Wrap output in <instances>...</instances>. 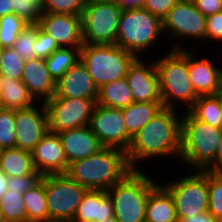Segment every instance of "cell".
Returning a JSON list of instances; mask_svg holds the SVG:
<instances>
[{
    "mask_svg": "<svg viewBox=\"0 0 222 222\" xmlns=\"http://www.w3.org/2000/svg\"><path fill=\"white\" fill-rule=\"evenodd\" d=\"M196 8L205 16L222 11V0H192Z\"/></svg>",
    "mask_w": 222,
    "mask_h": 222,
    "instance_id": "7bdbcfd3",
    "label": "cell"
},
{
    "mask_svg": "<svg viewBox=\"0 0 222 222\" xmlns=\"http://www.w3.org/2000/svg\"><path fill=\"white\" fill-rule=\"evenodd\" d=\"M188 111L196 119L210 126L220 128L221 94L199 96Z\"/></svg>",
    "mask_w": 222,
    "mask_h": 222,
    "instance_id": "f1b7e54d",
    "label": "cell"
},
{
    "mask_svg": "<svg viewBox=\"0 0 222 222\" xmlns=\"http://www.w3.org/2000/svg\"><path fill=\"white\" fill-rule=\"evenodd\" d=\"M100 222H119L115 216L111 217V218H107V219H104L103 221H100Z\"/></svg>",
    "mask_w": 222,
    "mask_h": 222,
    "instance_id": "f907efd6",
    "label": "cell"
},
{
    "mask_svg": "<svg viewBox=\"0 0 222 222\" xmlns=\"http://www.w3.org/2000/svg\"><path fill=\"white\" fill-rule=\"evenodd\" d=\"M181 136L182 111L164 107L157 116L133 136L126 152L130 166L133 169L141 170L143 166L150 167V163L153 166L159 160L160 166L163 167L164 162L162 161L170 157L166 162L168 165L165 167L168 169L169 160L177 159L179 162ZM142 163L143 165H141Z\"/></svg>",
    "mask_w": 222,
    "mask_h": 222,
    "instance_id": "6da1fadb",
    "label": "cell"
},
{
    "mask_svg": "<svg viewBox=\"0 0 222 222\" xmlns=\"http://www.w3.org/2000/svg\"><path fill=\"white\" fill-rule=\"evenodd\" d=\"M27 25L28 23L13 13L0 17V46L13 47L18 35Z\"/></svg>",
    "mask_w": 222,
    "mask_h": 222,
    "instance_id": "1f68e13d",
    "label": "cell"
},
{
    "mask_svg": "<svg viewBox=\"0 0 222 222\" xmlns=\"http://www.w3.org/2000/svg\"><path fill=\"white\" fill-rule=\"evenodd\" d=\"M221 137L222 130L220 128L196 119L189 111H183L179 158L180 166H185L183 171L207 170L215 172L216 152Z\"/></svg>",
    "mask_w": 222,
    "mask_h": 222,
    "instance_id": "5b68a950",
    "label": "cell"
},
{
    "mask_svg": "<svg viewBox=\"0 0 222 222\" xmlns=\"http://www.w3.org/2000/svg\"><path fill=\"white\" fill-rule=\"evenodd\" d=\"M28 222H49L44 176L23 194Z\"/></svg>",
    "mask_w": 222,
    "mask_h": 222,
    "instance_id": "83f0119b",
    "label": "cell"
},
{
    "mask_svg": "<svg viewBox=\"0 0 222 222\" xmlns=\"http://www.w3.org/2000/svg\"><path fill=\"white\" fill-rule=\"evenodd\" d=\"M126 79L134 102H162L155 60H152L149 55L148 57H137L133 61L129 66Z\"/></svg>",
    "mask_w": 222,
    "mask_h": 222,
    "instance_id": "2e32d148",
    "label": "cell"
},
{
    "mask_svg": "<svg viewBox=\"0 0 222 222\" xmlns=\"http://www.w3.org/2000/svg\"><path fill=\"white\" fill-rule=\"evenodd\" d=\"M41 178V175L7 177V189L20 191V193L24 194L26 191L36 185L41 180Z\"/></svg>",
    "mask_w": 222,
    "mask_h": 222,
    "instance_id": "60d3db41",
    "label": "cell"
},
{
    "mask_svg": "<svg viewBox=\"0 0 222 222\" xmlns=\"http://www.w3.org/2000/svg\"><path fill=\"white\" fill-rule=\"evenodd\" d=\"M180 222H221L220 220L214 218L208 211L205 213H200L193 215L189 218L183 219Z\"/></svg>",
    "mask_w": 222,
    "mask_h": 222,
    "instance_id": "ee69618b",
    "label": "cell"
},
{
    "mask_svg": "<svg viewBox=\"0 0 222 222\" xmlns=\"http://www.w3.org/2000/svg\"><path fill=\"white\" fill-rule=\"evenodd\" d=\"M15 110L0 108V149L16 147Z\"/></svg>",
    "mask_w": 222,
    "mask_h": 222,
    "instance_id": "e575fe53",
    "label": "cell"
},
{
    "mask_svg": "<svg viewBox=\"0 0 222 222\" xmlns=\"http://www.w3.org/2000/svg\"><path fill=\"white\" fill-rule=\"evenodd\" d=\"M165 38L162 20L159 17L152 15L142 6L123 8L119 18L116 45L137 57H147L148 54L152 57L154 54L156 56V51L153 53L152 50H158L153 47L158 45L162 53L161 50L170 46L164 44ZM161 41L164 47L159 44Z\"/></svg>",
    "mask_w": 222,
    "mask_h": 222,
    "instance_id": "277c9868",
    "label": "cell"
},
{
    "mask_svg": "<svg viewBox=\"0 0 222 222\" xmlns=\"http://www.w3.org/2000/svg\"><path fill=\"white\" fill-rule=\"evenodd\" d=\"M68 164L97 154L105 148L89 126L58 133Z\"/></svg>",
    "mask_w": 222,
    "mask_h": 222,
    "instance_id": "ffe728a7",
    "label": "cell"
},
{
    "mask_svg": "<svg viewBox=\"0 0 222 222\" xmlns=\"http://www.w3.org/2000/svg\"><path fill=\"white\" fill-rule=\"evenodd\" d=\"M3 53H4V48L0 46V67H1Z\"/></svg>",
    "mask_w": 222,
    "mask_h": 222,
    "instance_id": "816d5d0a",
    "label": "cell"
},
{
    "mask_svg": "<svg viewBox=\"0 0 222 222\" xmlns=\"http://www.w3.org/2000/svg\"><path fill=\"white\" fill-rule=\"evenodd\" d=\"M21 81L37 102H45L55 94L56 81L50 75L44 58L25 60Z\"/></svg>",
    "mask_w": 222,
    "mask_h": 222,
    "instance_id": "44dd1931",
    "label": "cell"
},
{
    "mask_svg": "<svg viewBox=\"0 0 222 222\" xmlns=\"http://www.w3.org/2000/svg\"><path fill=\"white\" fill-rule=\"evenodd\" d=\"M187 170L185 176H174L164 181L159 177L160 183L170 192L173 197L177 219H183L208 211V171ZM161 178V179H160ZM174 178V179H172Z\"/></svg>",
    "mask_w": 222,
    "mask_h": 222,
    "instance_id": "9c48e42d",
    "label": "cell"
},
{
    "mask_svg": "<svg viewBox=\"0 0 222 222\" xmlns=\"http://www.w3.org/2000/svg\"><path fill=\"white\" fill-rule=\"evenodd\" d=\"M163 51V56L161 53L159 57H152L155 60L162 103L165 108L188 111L199 97L189 77L188 49L168 48V52L165 49Z\"/></svg>",
    "mask_w": 222,
    "mask_h": 222,
    "instance_id": "3957f363",
    "label": "cell"
},
{
    "mask_svg": "<svg viewBox=\"0 0 222 222\" xmlns=\"http://www.w3.org/2000/svg\"><path fill=\"white\" fill-rule=\"evenodd\" d=\"M44 103L48 115L49 131L60 133L89 126L97 100L52 97Z\"/></svg>",
    "mask_w": 222,
    "mask_h": 222,
    "instance_id": "7c38bea8",
    "label": "cell"
},
{
    "mask_svg": "<svg viewBox=\"0 0 222 222\" xmlns=\"http://www.w3.org/2000/svg\"><path fill=\"white\" fill-rule=\"evenodd\" d=\"M89 127L104 147L127 152L133 137L127 131L121 108L96 105Z\"/></svg>",
    "mask_w": 222,
    "mask_h": 222,
    "instance_id": "5bb4252c",
    "label": "cell"
},
{
    "mask_svg": "<svg viewBox=\"0 0 222 222\" xmlns=\"http://www.w3.org/2000/svg\"><path fill=\"white\" fill-rule=\"evenodd\" d=\"M99 88L79 60L57 82L53 97L97 100Z\"/></svg>",
    "mask_w": 222,
    "mask_h": 222,
    "instance_id": "d6986e66",
    "label": "cell"
},
{
    "mask_svg": "<svg viewBox=\"0 0 222 222\" xmlns=\"http://www.w3.org/2000/svg\"><path fill=\"white\" fill-rule=\"evenodd\" d=\"M215 173L222 178V166Z\"/></svg>",
    "mask_w": 222,
    "mask_h": 222,
    "instance_id": "db71d44e",
    "label": "cell"
},
{
    "mask_svg": "<svg viewBox=\"0 0 222 222\" xmlns=\"http://www.w3.org/2000/svg\"><path fill=\"white\" fill-rule=\"evenodd\" d=\"M134 102L126 78L106 83L99 88L97 105L113 108H125Z\"/></svg>",
    "mask_w": 222,
    "mask_h": 222,
    "instance_id": "4316f807",
    "label": "cell"
},
{
    "mask_svg": "<svg viewBox=\"0 0 222 222\" xmlns=\"http://www.w3.org/2000/svg\"><path fill=\"white\" fill-rule=\"evenodd\" d=\"M222 166V137L217 147L216 158H215V172Z\"/></svg>",
    "mask_w": 222,
    "mask_h": 222,
    "instance_id": "7dc6e473",
    "label": "cell"
},
{
    "mask_svg": "<svg viewBox=\"0 0 222 222\" xmlns=\"http://www.w3.org/2000/svg\"><path fill=\"white\" fill-rule=\"evenodd\" d=\"M220 129L222 130V93H221V119H220Z\"/></svg>",
    "mask_w": 222,
    "mask_h": 222,
    "instance_id": "f5cc1de1",
    "label": "cell"
},
{
    "mask_svg": "<svg viewBox=\"0 0 222 222\" xmlns=\"http://www.w3.org/2000/svg\"><path fill=\"white\" fill-rule=\"evenodd\" d=\"M113 216L114 205L107 191L88 190L72 222H100Z\"/></svg>",
    "mask_w": 222,
    "mask_h": 222,
    "instance_id": "7402d4cb",
    "label": "cell"
},
{
    "mask_svg": "<svg viewBox=\"0 0 222 222\" xmlns=\"http://www.w3.org/2000/svg\"><path fill=\"white\" fill-rule=\"evenodd\" d=\"M80 51L81 47H63L45 59L50 75L56 82L80 60Z\"/></svg>",
    "mask_w": 222,
    "mask_h": 222,
    "instance_id": "f546056e",
    "label": "cell"
},
{
    "mask_svg": "<svg viewBox=\"0 0 222 222\" xmlns=\"http://www.w3.org/2000/svg\"><path fill=\"white\" fill-rule=\"evenodd\" d=\"M49 222L72 221L88 189L66 174L44 176Z\"/></svg>",
    "mask_w": 222,
    "mask_h": 222,
    "instance_id": "30bf717a",
    "label": "cell"
},
{
    "mask_svg": "<svg viewBox=\"0 0 222 222\" xmlns=\"http://www.w3.org/2000/svg\"><path fill=\"white\" fill-rule=\"evenodd\" d=\"M208 49L209 54L206 50L188 49L189 77L198 96L219 95L222 93V55H220L222 50L215 51L214 55H216L213 57H217V59L215 58L213 62V57L210 56L213 53ZM200 52H204L206 55L201 57Z\"/></svg>",
    "mask_w": 222,
    "mask_h": 222,
    "instance_id": "4fadbf2b",
    "label": "cell"
},
{
    "mask_svg": "<svg viewBox=\"0 0 222 222\" xmlns=\"http://www.w3.org/2000/svg\"><path fill=\"white\" fill-rule=\"evenodd\" d=\"M59 47L56 44L55 40L43 32L37 25V38L34 43V53L35 58H48L55 50H58Z\"/></svg>",
    "mask_w": 222,
    "mask_h": 222,
    "instance_id": "ab89813d",
    "label": "cell"
},
{
    "mask_svg": "<svg viewBox=\"0 0 222 222\" xmlns=\"http://www.w3.org/2000/svg\"><path fill=\"white\" fill-rule=\"evenodd\" d=\"M145 221L179 222L173 197L161 183H159L148 196Z\"/></svg>",
    "mask_w": 222,
    "mask_h": 222,
    "instance_id": "603a6c76",
    "label": "cell"
},
{
    "mask_svg": "<svg viewBox=\"0 0 222 222\" xmlns=\"http://www.w3.org/2000/svg\"><path fill=\"white\" fill-rule=\"evenodd\" d=\"M0 210L5 222H28L23 194L20 191L7 189L0 199Z\"/></svg>",
    "mask_w": 222,
    "mask_h": 222,
    "instance_id": "4dcf8cb0",
    "label": "cell"
},
{
    "mask_svg": "<svg viewBox=\"0 0 222 222\" xmlns=\"http://www.w3.org/2000/svg\"><path fill=\"white\" fill-rule=\"evenodd\" d=\"M145 169H134L107 191L114 205V216L119 222L145 221L148 196L160 183L158 176L149 173L148 167Z\"/></svg>",
    "mask_w": 222,
    "mask_h": 222,
    "instance_id": "8992f818",
    "label": "cell"
},
{
    "mask_svg": "<svg viewBox=\"0 0 222 222\" xmlns=\"http://www.w3.org/2000/svg\"><path fill=\"white\" fill-rule=\"evenodd\" d=\"M137 56L116 44H83L80 60L88 69L98 88L126 78L129 66Z\"/></svg>",
    "mask_w": 222,
    "mask_h": 222,
    "instance_id": "ba28073f",
    "label": "cell"
},
{
    "mask_svg": "<svg viewBox=\"0 0 222 222\" xmlns=\"http://www.w3.org/2000/svg\"><path fill=\"white\" fill-rule=\"evenodd\" d=\"M208 212L222 222V178L208 171Z\"/></svg>",
    "mask_w": 222,
    "mask_h": 222,
    "instance_id": "d6a6232c",
    "label": "cell"
},
{
    "mask_svg": "<svg viewBox=\"0 0 222 222\" xmlns=\"http://www.w3.org/2000/svg\"><path fill=\"white\" fill-rule=\"evenodd\" d=\"M206 42L211 45L212 51H220L222 47V11L206 17ZM213 46H216L213 47ZM218 46V47H217ZM219 49V50H218Z\"/></svg>",
    "mask_w": 222,
    "mask_h": 222,
    "instance_id": "f35d334b",
    "label": "cell"
},
{
    "mask_svg": "<svg viewBox=\"0 0 222 222\" xmlns=\"http://www.w3.org/2000/svg\"><path fill=\"white\" fill-rule=\"evenodd\" d=\"M0 170L7 177L40 175L35 169L31 152L18 147L0 151Z\"/></svg>",
    "mask_w": 222,
    "mask_h": 222,
    "instance_id": "d4e9b609",
    "label": "cell"
},
{
    "mask_svg": "<svg viewBox=\"0 0 222 222\" xmlns=\"http://www.w3.org/2000/svg\"><path fill=\"white\" fill-rule=\"evenodd\" d=\"M87 2L118 4V0H87Z\"/></svg>",
    "mask_w": 222,
    "mask_h": 222,
    "instance_id": "681fc988",
    "label": "cell"
},
{
    "mask_svg": "<svg viewBox=\"0 0 222 222\" xmlns=\"http://www.w3.org/2000/svg\"><path fill=\"white\" fill-rule=\"evenodd\" d=\"M7 190V176L0 170V199Z\"/></svg>",
    "mask_w": 222,
    "mask_h": 222,
    "instance_id": "c3c4849f",
    "label": "cell"
},
{
    "mask_svg": "<svg viewBox=\"0 0 222 222\" xmlns=\"http://www.w3.org/2000/svg\"><path fill=\"white\" fill-rule=\"evenodd\" d=\"M47 13H63L81 16L87 0H42Z\"/></svg>",
    "mask_w": 222,
    "mask_h": 222,
    "instance_id": "74e56055",
    "label": "cell"
},
{
    "mask_svg": "<svg viewBox=\"0 0 222 222\" xmlns=\"http://www.w3.org/2000/svg\"><path fill=\"white\" fill-rule=\"evenodd\" d=\"M0 222H5L4 217H3V214H2V212H1V210H0Z\"/></svg>",
    "mask_w": 222,
    "mask_h": 222,
    "instance_id": "11a10c76",
    "label": "cell"
},
{
    "mask_svg": "<svg viewBox=\"0 0 222 222\" xmlns=\"http://www.w3.org/2000/svg\"><path fill=\"white\" fill-rule=\"evenodd\" d=\"M122 10L119 3L87 2L81 14L83 44H116Z\"/></svg>",
    "mask_w": 222,
    "mask_h": 222,
    "instance_id": "8fae6325",
    "label": "cell"
},
{
    "mask_svg": "<svg viewBox=\"0 0 222 222\" xmlns=\"http://www.w3.org/2000/svg\"><path fill=\"white\" fill-rule=\"evenodd\" d=\"M37 25L55 40L59 48L83 46L81 16L44 12Z\"/></svg>",
    "mask_w": 222,
    "mask_h": 222,
    "instance_id": "e0dca14e",
    "label": "cell"
},
{
    "mask_svg": "<svg viewBox=\"0 0 222 222\" xmlns=\"http://www.w3.org/2000/svg\"><path fill=\"white\" fill-rule=\"evenodd\" d=\"M16 147L32 151L49 132L48 115L44 102L15 110Z\"/></svg>",
    "mask_w": 222,
    "mask_h": 222,
    "instance_id": "9a60e30c",
    "label": "cell"
},
{
    "mask_svg": "<svg viewBox=\"0 0 222 222\" xmlns=\"http://www.w3.org/2000/svg\"><path fill=\"white\" fill-rule=\"evenodd\" d=\"M13 14L28 24H38L44 13L42 0H12Z\"/></svg>",
    "mask_w": 222,
    "mask_h": 222,
    "instance_id": "836d02e7",
    "label": "cell"
},
{
    "mask_svg": "<svg viewBox=\"0 0 222 222\" xmlns=\"http://www.w3.org/2000/svg\"><path fill=\"white\" fill-rule=\"evenodd\" d=\"M164 108L162 102H133L122 108L123 119L129 134L135 136Z\"/></svg>",
    "mask_w": 222,
    "mask_h": 222,
    "instance_id": "484cf974",
    "label": "cell"
},
{
    "mask_svg": "<svg viewBox=\"0 0 222 222\" xmlns=\"http://www.w3.org/2000/svg\"><path fill=\"white\" fill-rule=\"evenodd\" d=\"M25 60L22 59L12 48H4L2 56L0 74L10 78L21 80L23 75Z\"/></svg>",
    "mask_w": 222,
    "mask_h": 222,
    "instance_id": "8d00e7d4",
    "label": "cell"
},
{
    "mask_svg": "<svg viewBox=\"0 0 222 222\" xmlns=\"http://www.w3.org/2000/svg\"><path fill=\"white\" fill-rule=\"evenodd\" d=\"M162 27L163 34L167 37L165 40L171 43L174 41L169 47L170 50L188 49L189 45L191 46L189 49L192 47L194 49L200 43H204V47L200 45L196 49L202 47L200 50L203 48L206 50V17L196 8L192 0H180L164 17Z\"/></svg>",
    "mask_w": 222,
    "mask_h": 222,
    "instance_id": "52a82bcc",
    "label": "cell"
},
{
    "mask_svg": "<svg viewBox=\"0 0 222 222\" xmlns=\"http://www.w3.org/2000/svg\"><path fill=\"white\" fill-rule=\"evenodd\" d=\"M13 13L12 0H0V17Z\"/></svg>",
    "mask_w": 222,
    "mask_h": 222,
    "instance_id": "f6af8a7d",
    "label": "cell"
},
{
    "mask_svg": "<svg viewBox=\"0 0 222 222\" xmlns=\"http://www.w3.org/2000/svg\"><path fill=\"white\" fill-rule=\"evenodd\" d=\"M133 170L125 151L105 147L97 154L70 163L65 174L88 190L108 191Z\"/></svg>",
    "mask_w": 222,
    "mask_h": 222,
    "instance_id": "7a4b0ae2",
    "label": "cell"
},
{
    "mask_svg": "<svg viewBox=\"0 0 222 222\" xmlns=\"http://www.w3.org/2000/svg\"><path fill=\"white\" fill-rule=\"evenodd\" d=\"M180 0H144L141 5L152 15L159 17L161 20Z\"/></svg>",
    "mask_w": 222,
    "mask_h": 222,
    "instance_id": "b9f144b4",
    "label": "cell"
},
{
    "mask_svg": "<svg viewBox=\"0 0 222 222\" xmlns=\"http://www.w3.org/2000/svg\"><path fill=\"white\" fill-rule=\"evenodd\" d=\"M36 171L41 176L65 174L68 162L58 133L49 131L31 151Z\"/></svg>",
    "mask_w": 222,
    "mask_h": 222,
    "instance_id": "ac0fdd59",
    "label": "cell"
},
{
    "mask_svg": "<svg viewBox=\"0 0 222 222\" xmlns=\"http://www.w3.org/2000/svg\"><path fill=\"white\" fill-rule=\"evenodd\" d=\"M37 38V24H28L18 35L13 49L24 60L35 58L34 43Z\"/></svg>",
    "mask_w": 222,
    "mask_h": 222,
    "instance_id": "d590c367",
    "label": "cell"
},
{
    "mask_svg": "<svg viewBox=\"0 0 222 222\" xmlns=\"http://www.w3.org/2000/svg\"><path fill=\"white\" fill-rule=\"evenodd\" d=\"M143 2L144 0H118L123 8L141 6Z\"/></svg>",
    "mask_w": 222,
    "mask_h": 222,
    "instance_id": "bcb514c9",
    "label": "cell"
},
{
    "mask_svg": "<svg viewBox=\"0 0 222 222\" xmlns=\"http://www.w3.org/2000/svg\"><path fill=\"white\" fill-rule=\"evenodd\" d=\"M0 95L1 108L3 109H25L37 103L21 80L1 74Z\"/></svg>",
    "mask_w": 222,
    "mask_h": 222,
    "instance_id": "cb8c5ba5",
    "label": "cell"
}]
</instances>
